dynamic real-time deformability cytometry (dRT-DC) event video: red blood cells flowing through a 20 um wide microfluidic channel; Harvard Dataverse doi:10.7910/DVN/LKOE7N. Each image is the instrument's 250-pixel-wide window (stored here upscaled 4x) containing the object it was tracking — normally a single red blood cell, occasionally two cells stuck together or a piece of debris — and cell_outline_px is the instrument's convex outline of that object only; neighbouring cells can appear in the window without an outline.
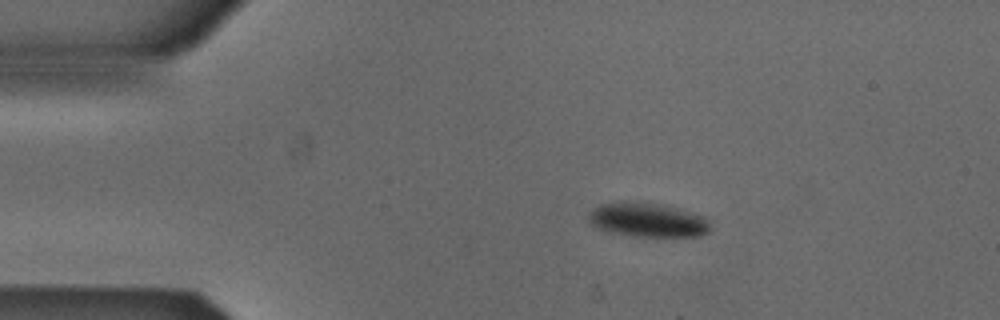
{"species": "Egyptian fruit bat (a non-hibernating species)", "species_latin": "Rousettus aegyptiacus", "temperature_condition": "cold", "stored_images_in_passage": 3, "camera_frame_rate_fps": 3000, "um_per_image_px": 0.085, "animal": {"sex": "male"}, "frame": {"image": 1, "passage_image": 2, "time_ms": 0.333, "image_size_px": [1000, 320], "cell_outline_px": [[708, 232], [696, 236], [632, 236], [608, 232], [596, 228], [588, 220], [588, 212], [600, 204], [660, 204], [676, 208], [704, 216], [708, 224]], "centroid_in_image_um": [55.01, 18.73], "position_along_channel_um": 30.0, "area_um2": 23.35}}